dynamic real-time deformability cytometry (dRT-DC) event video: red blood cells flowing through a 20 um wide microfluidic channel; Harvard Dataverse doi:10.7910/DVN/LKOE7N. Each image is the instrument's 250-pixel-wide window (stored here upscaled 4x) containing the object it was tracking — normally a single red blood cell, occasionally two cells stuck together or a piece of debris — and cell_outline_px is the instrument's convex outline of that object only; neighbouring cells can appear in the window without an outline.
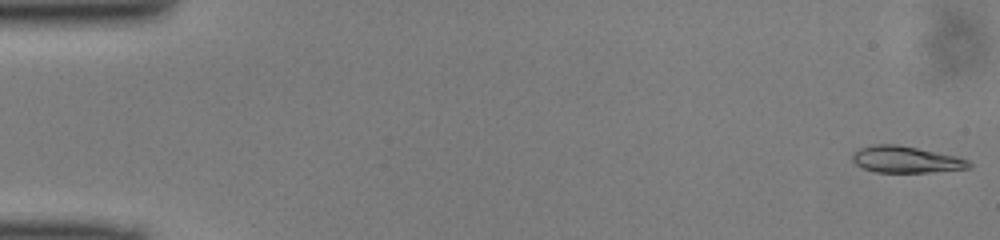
{"species": "common noctule bat (a hibernating species)", "species_latin": "Nyctalus noctula", "temperature_condition": "cold", "stored_images_in_passage": 49, "camera_frame_rate_fps": 3000, "um_per_image_px": 0.085, "animal": {"sex": "male", "body_mass_g": 13.0, "forearm_length_mm": 53.1}, "frame": {"image": 1, "passage_image": 1, "time_ms": 0.0, "image_size_px": [1000, 240], "cell_outline_px": [[972, 168], [932, 172], [876, 172], [864, 168], [856, 164], [852, 160], [852, 152], [860, 148], [872, 144], [896, 144], [956, 156], [968, 160], [972, 164]], "centroid_in_image_um": [77.0, 13.56], "position_along_channel_um": 8.0, "area_um2": 18.03}}
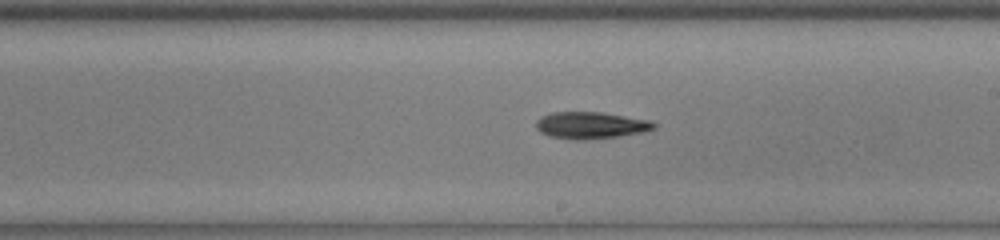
{"frame": {"image": 2, "passage_image": 28, "time_ms": 9.0, "image_size_px": [1000, 240], "cell_outline_px": [[656, 128], [640, 132], [620, 136], [584, 140], [576, 140], [548, 136], [540, 132], [536, 128], [536, 120], [540, 116], [552, 112], [600, 112], [652, 120], [656, 124]], "centroid_in_image_um": [50.19, 10.65], "position_along_channel_um": 238.8, "area_um2": 18.55}}
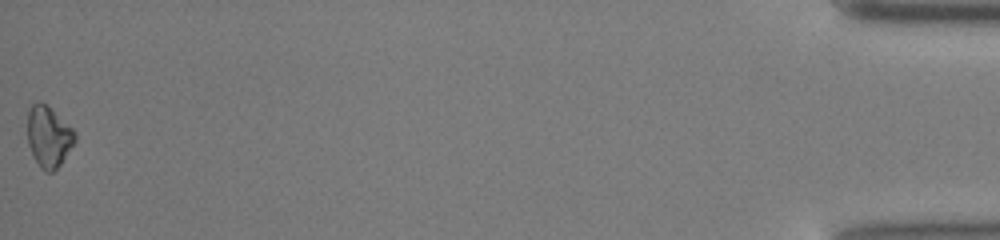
{"frame": {"image": 3, "passage_image": 49, "time_ms": 16.0, "image_size_px": [1000, 240], "cell_outline_px": [[76, 140], [60, 164], [52, 172], [44, 172], [40, 168], [28, 144], [28, 112], [32, 104], [40, 100], [48, 104], [76, 132]], "centroid_in_image_um": [4.14, 11.58], "position_along_channel_um": 431.1, "area_um2": 16.88}}